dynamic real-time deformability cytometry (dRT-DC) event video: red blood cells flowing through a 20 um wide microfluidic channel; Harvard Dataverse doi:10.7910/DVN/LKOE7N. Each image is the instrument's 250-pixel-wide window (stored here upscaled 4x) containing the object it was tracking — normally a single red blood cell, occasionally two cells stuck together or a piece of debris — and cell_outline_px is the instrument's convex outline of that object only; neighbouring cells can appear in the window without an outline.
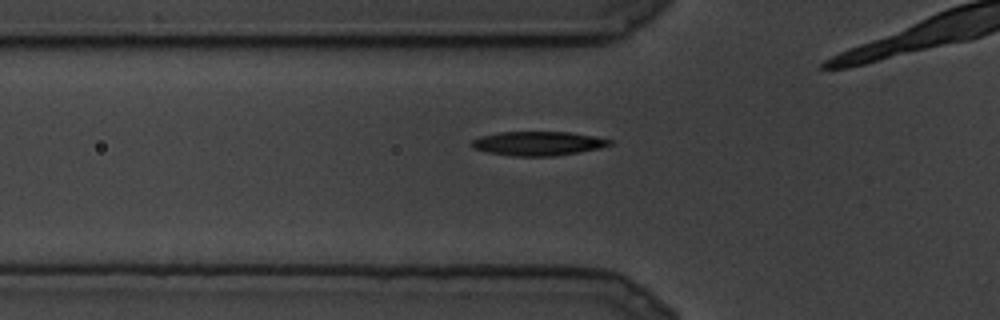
{"species": "common noctule bat (a hibernating species)", "species_latin": "Nyctalus noctula", "temperature_condition": "cold", "stored_images_in_passage": 11, "segment_of_instrument_passage": [1, 2], "camera_frame_rate_fps": 3000, "um_per_image_px": 0.085, "animal": {"sex": "male", "body_mass_g": 19.5, "forearm_length_mm": 54.6}, "frame": {"image": 1, "passage_image": 5, "time_ms": 1.333, "image_size_px": [1000, 320], "cell_outline_px": [[612, 144], [600, 148], [580, 152], [556, 156], [512, 156], [488, 152], [476, 148], [472, 144], [472, 140], [480, 136], [500, 132], [568, 132], [592, 136], [612, 140]], "centroid_in_image_um": [45.76, 12.19], "position_along_channel_um": 80.0, "area_um2": 19.19}}
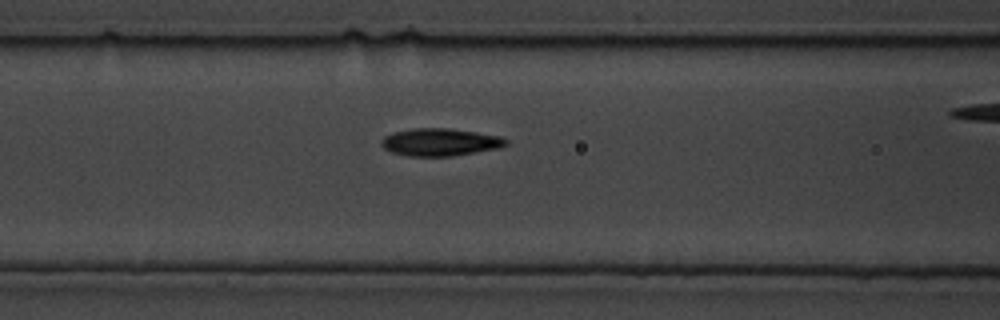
{"frame": {"image": 2, "passage_image": 7, "time_ms": 2.0, "image_size_px": [1000, 320], "cell_outline_px": [[508, 144], [500, 148], [452, 156], [408, 156], [392, 152], [384, 148], [380, 144], [380, 140], [384, 136], [392, 132], [412, 128], [448, 128], [476, 132], [500, 136], [508, 140]], "centroid_in_image_um": [37.39, 12.08], "position_along_channel_um": 129.2, "area_um2": 20.11}}
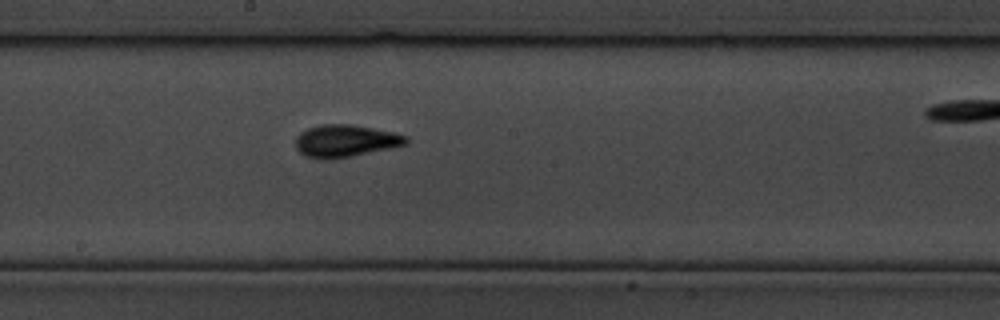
{"frame": {"image": 3, "passage_image": 10, "time_ms": 3.0, "image_size_px": [1000, 320], "cell_outline_px": [[408, 144], [352, 156], [304, 156], [296, 148], [296, 136], [300, 132], [308, 128], [320, 124], [352, 124], [392, 132], [408, 136]], "centroid_in_image_um": [29.39, 11.93], "position_along_channel_um": 218.8, "area_um2": 20.11}}